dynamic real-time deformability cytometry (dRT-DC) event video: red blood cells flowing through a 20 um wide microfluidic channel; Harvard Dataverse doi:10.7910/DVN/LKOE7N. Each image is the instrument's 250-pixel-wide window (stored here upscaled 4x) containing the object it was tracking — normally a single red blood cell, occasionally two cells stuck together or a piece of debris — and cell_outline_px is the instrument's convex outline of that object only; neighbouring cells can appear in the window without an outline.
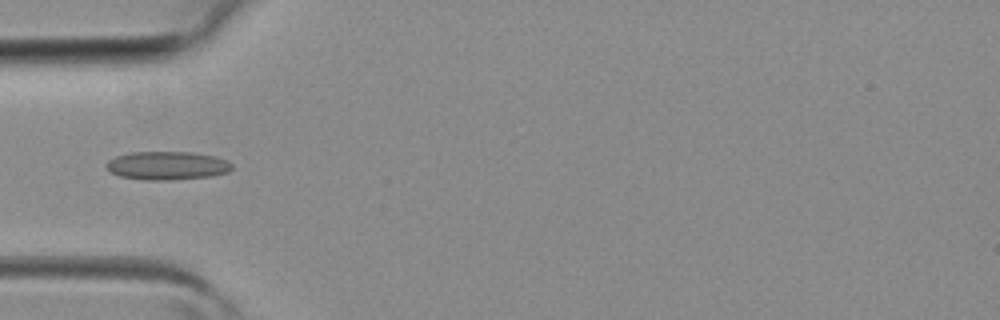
{"species": "common noctule bat (a hibernating species)", "species_latin": "Nyctalus noctula", "temperature_condition": "room temperature", "stored_images_in_passage": 3, "camera_frame_rate_fps": 3000, "um_per_image_px": 0.085, "animal": {"sex": "female", "body_mass_g": 19.3, "forearm_length_mm": 54.1}, "frame": {"image": 1, "passage_image": 3, "time_ms": 0.667, "image_size_px": [1000, 320], "cell_outline_px": [[232, 168], [228, 172], [212, 176], [172, 180], [144, 180], [120, 176], [112, 172], [104, 164], [108, 160], [116, 156], [132, 152], [192, 152], [216, 156], [228, 160], [232, 164]], "centroid_in_image_um": [14.24, 14.07], "position_along_channel_um": 70.8, "area_um2": 20.92}}